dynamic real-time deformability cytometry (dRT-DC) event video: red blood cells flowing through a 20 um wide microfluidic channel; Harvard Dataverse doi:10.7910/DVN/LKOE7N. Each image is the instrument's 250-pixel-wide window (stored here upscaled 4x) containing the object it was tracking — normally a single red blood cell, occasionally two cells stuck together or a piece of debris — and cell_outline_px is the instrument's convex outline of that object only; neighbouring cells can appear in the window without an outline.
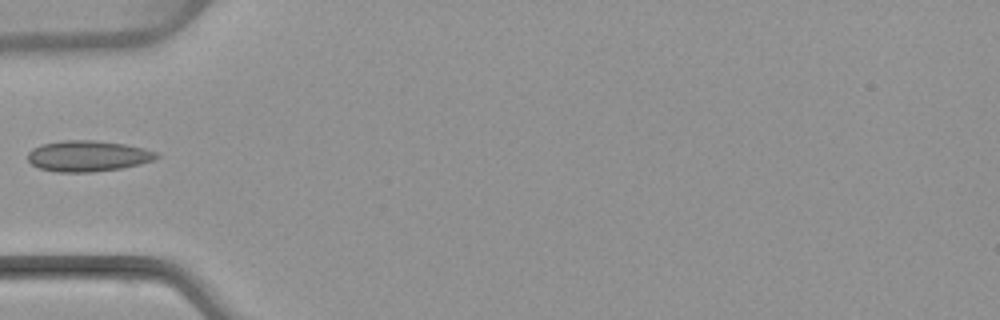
{"species": "common noctule bat (a hibernating species)", "species_latin": "Nyctalus noctula", "temperature_condition": "warm", "stored_images_in_passage": 1, "camera_frame_rate_fps": 3000, "um_per_image_px": 0.085, "animal": {"sex": "female", "body_mass_g": 22.7, "forearm_length_mm": 54.2}, "frame": {"image": 1, "passage_image": 1, "time_ms": 0.0, "image_size_px": [1000, 320], "cell_outline_px": [[160, 156], [152, 160], [140, 164], [120, 168], [92, 172], [56, 172], [40, 168], [32, 164], [28, 160], [28, 152], [32, 148], [40, 144], [64, 140], [96, 140], [124, 144], [144, 148], [156, 152]], "centroid_in_image_um": [7.44, 13.25], "position_along_channel_um": 77.6, "area_um2": 23.18}}